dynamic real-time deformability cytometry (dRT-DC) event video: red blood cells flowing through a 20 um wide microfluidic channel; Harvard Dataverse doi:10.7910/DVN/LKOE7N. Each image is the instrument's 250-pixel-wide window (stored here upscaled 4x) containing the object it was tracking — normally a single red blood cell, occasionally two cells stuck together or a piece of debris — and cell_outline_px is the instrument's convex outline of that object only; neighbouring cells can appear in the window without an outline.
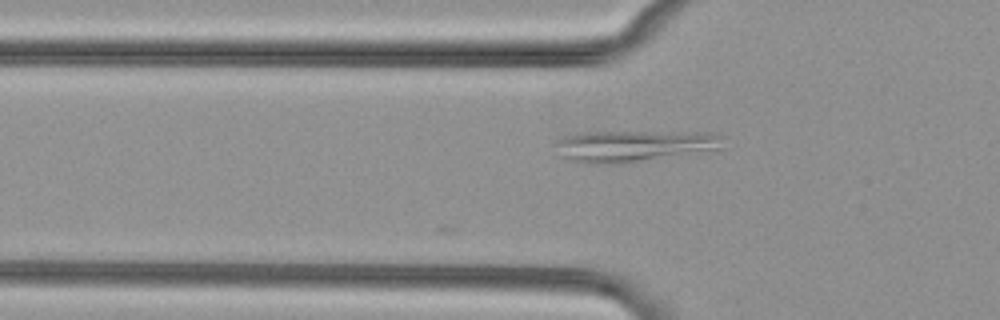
{"species": "common noctule bat (a hibernating species)", "species_latin": "Nyctalus noctula", "temperature_condition": "cold", "stored_images_in_passage": 2, "camera_frame_rate_fps": 3000, "um_per_image_px": 0.085, "animal": {"sex": "female", "body_mass_g": 29.2, "forearm_length_mm": 56.3}, "frame": {"image": 1, "passage_image": 2, "time_ms": 0.333, "image_size_px": [1000, 320], "cell_outline_px": [[724, 148], [712, 152], [624, 164], [580, 164], [560, 156], [552, 144], [556, 140], [564, 136], [588, 132], [716, 132], [724, 136]], "centroid_in_image_um": [53.98, 12.43], "position_along_channel_um": 71.8, "area_um2": 32.25}}